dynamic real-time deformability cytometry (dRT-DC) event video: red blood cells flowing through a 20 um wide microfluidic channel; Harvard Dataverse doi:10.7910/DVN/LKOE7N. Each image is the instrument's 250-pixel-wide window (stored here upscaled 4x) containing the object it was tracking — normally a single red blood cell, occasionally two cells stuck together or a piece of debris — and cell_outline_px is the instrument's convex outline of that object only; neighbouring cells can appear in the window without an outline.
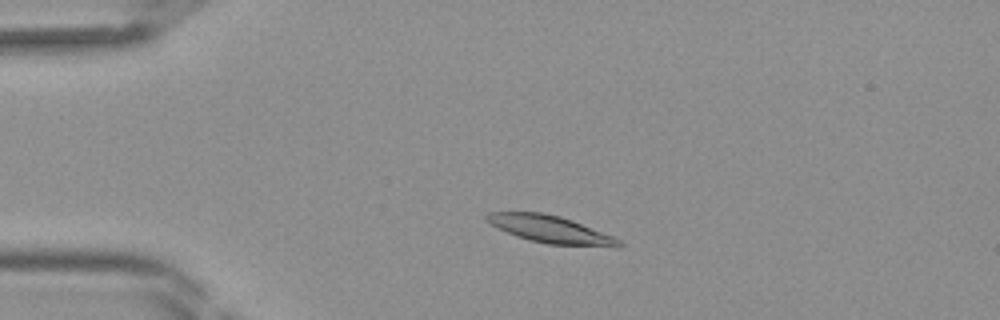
{"species": "Egyptian fruit bat (a non-hibernating species)", "species_latin": "Rousettus aegyptiacus", "temperature_condition": "room temperature", "stored_images_in_passage": 39, "camera_frame_rate_fps": 3000, "um_per_image_px": 0.085, "frame": {"image": 1, "passage_image": 6, "time_ms": 1.667, "image_size_px": [1000, 320], "cell_outline_px": [[624, 244], [620, 248], [616, 248], [548, 244], [528, 240], [516, 236], [492, 224], [484, 216], [488, 212], [544, 212], [560, 216], [572, 220], [612, 236], [620, 240]], "centroid_in_image_um": [46.86, 19.51], "position_along_channel_um": 38.1, "area_um2": 21.1}}
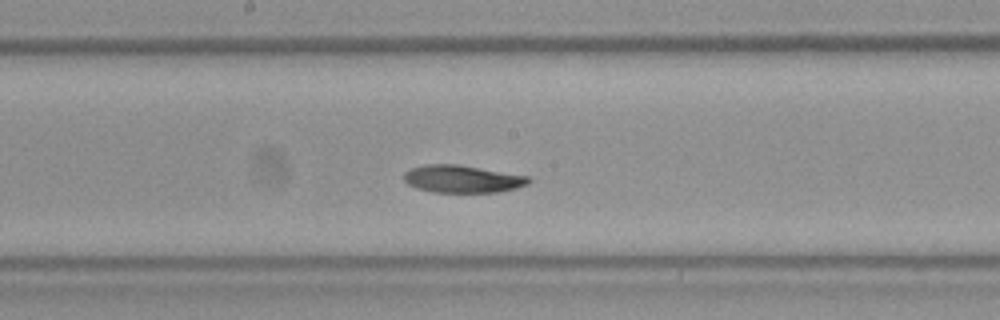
{"frame": {"image": 2, "passage_image": 19, "time_ms": 6.0, "image_size_px": [1000, 320], "cell_outline_px": [[532, 180], [528, 184], [516, 188], [500, 192], [432, 192], [416, 188], [408, 184], [404, 180], [404, 172], [412, 168], [424, 164], [456, 164], [528, 176]], "centroid_in_image_um": [39.29, 15.21], "position_along_channel_um": 208.9, "area_um2": 19.94}}
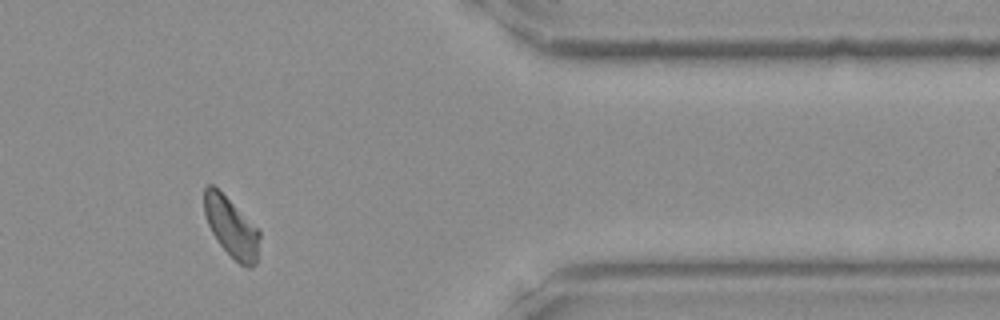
{"frame": {"image": 3, "passage_image": 32, "time_ms": 10.333, "image_size_px": [1000, 320], "cell_outline_px": [[260, 236], [256, 264], [252, 268], [248, 268], [240, 264], [216, 240], [208, 224], [204, 212], [204, 188], [208, 184], [212, 184], [260, 232]], "centroid_in_image_um": [19.65, 19.35], "position_along_channel_um": 391.8, "area_um2": 18.61}}